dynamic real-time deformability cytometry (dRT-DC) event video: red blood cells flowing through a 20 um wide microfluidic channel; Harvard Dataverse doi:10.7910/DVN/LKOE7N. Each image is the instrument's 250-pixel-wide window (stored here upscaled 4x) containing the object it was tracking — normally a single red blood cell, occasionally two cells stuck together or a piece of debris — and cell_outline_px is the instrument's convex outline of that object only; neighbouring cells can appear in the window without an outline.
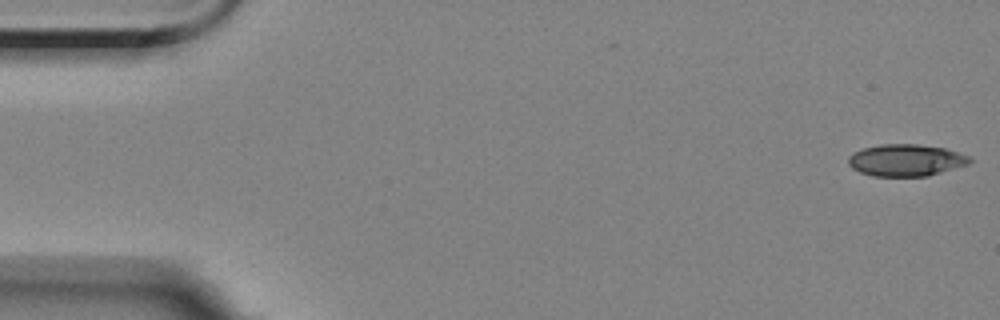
{"species": "Egyptian fruit bat (a non-hibernating species)", "species_latin": "Rousettus aegyptiacus", "temperature_condition": "room temperature", "stored_images_in_passage": 5, "camera_frame_rate_fps": 3000, "um_per_image_px": 0.085, "animal": {"sex": "female"}, "frame": {"image": 1, "passage_image": 1, "time_ms": 0.0, "image_size_px": [1000, 320], "cell_outline_px": [[972, 160], [968, 164], [928, 176], [872, 176], [860, 172], [852, 168], [848, 164], [848, 156], [852, 152], [864, 148], [880, 144], [916, 144], [944, 148], [968, 156]], "centroid_in_image_um": [76.96, 13.62], "position_along_channel_um": 8.0, "area_um2": 22.48}}
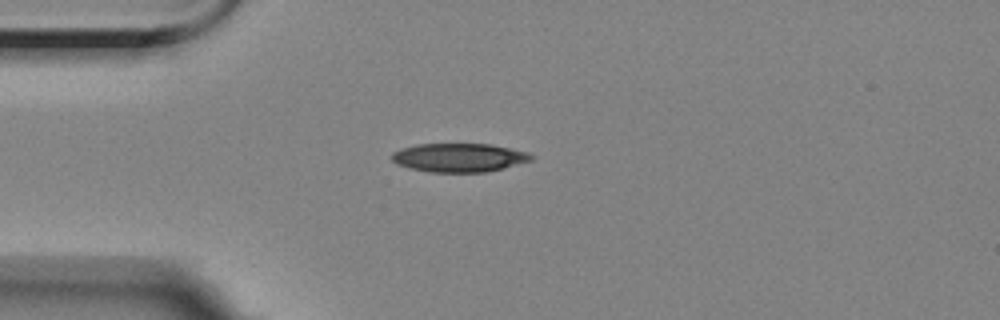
{"frame": {"image": 2, "passage_image": 5, "time_ms": 4.333, "image_size_px": [1000, 320], "cell_outline_px": [[536, 156], [532, 160], [484, 172], [432, 172], [408, 168], [396, 164], [392, 160], [392, 152], [416, 144], [488, 144], [528, 152]], "centroid_in_image_um": [39.0, 13.39], "position_along_channel_um": 46.0, "area_um2": 23.06}}